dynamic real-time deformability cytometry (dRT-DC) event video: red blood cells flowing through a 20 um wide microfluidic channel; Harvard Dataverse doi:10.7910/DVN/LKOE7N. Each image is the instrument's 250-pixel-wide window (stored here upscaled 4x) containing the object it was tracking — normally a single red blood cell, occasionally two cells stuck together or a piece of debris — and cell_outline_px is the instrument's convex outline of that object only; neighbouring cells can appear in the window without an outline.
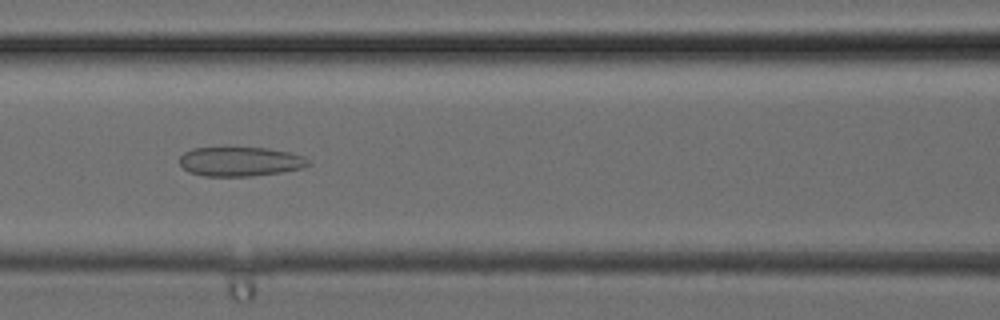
{"species": "common noctule bat (a hibernating species)", "species_latin": "Nyctalus noctula", "temperature_condition": "cold", "stored_images_in_passage": 31, "camera_frame_rate_fps": 3000, "um_per_image_px": 0.085, "animal": {"sex": "female", "body_mass_g": 24.6, "forearm_length_mm": 56.2}, "frame": {"image": 1, "passage_image": 13, "time_ms": 4.0, "image_size_px": [1000, 320], "cell_outline_px": [[312, 164], [300, 168], [280, 172], [252, 176], [204, 176], [188, 172], [180, 164], [180, 156], [184, 152], [192, 148], [228, 144], [268, 148], [288, 152], [304, 156], [312, 160]], "centroid_in_image_um": [20.39, 13.67], "position_along_channel_um": 146.2, "area_um2": 23.12}}
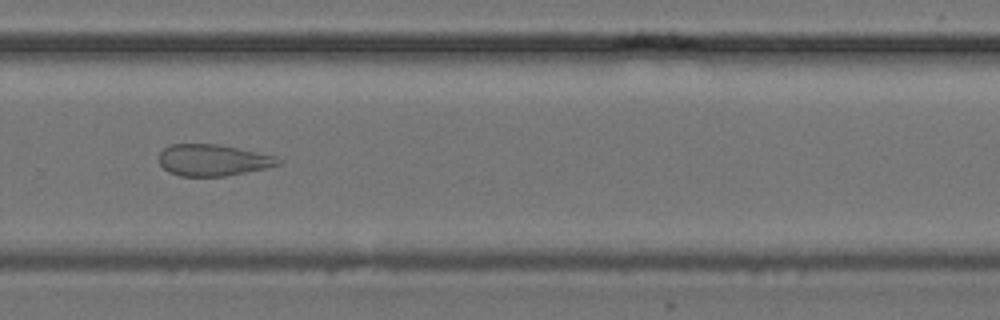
{"frame": {"image": 2, "passage_image": 21, "time_ms": 6.667, "image_size_px": [1000, 320], "cell_outline_px": [[284, 164], [268, 168], [224, 176], [180, 176], [168, 172], [160, 164], [160, 152], [164, 148], [172, 144], [220, 144], [276, 156], [284, 160]], "centroid_in_image_um": [18.17, 13.61], "position_along_channel_um": 311.6, "area_um2": 22.08}}
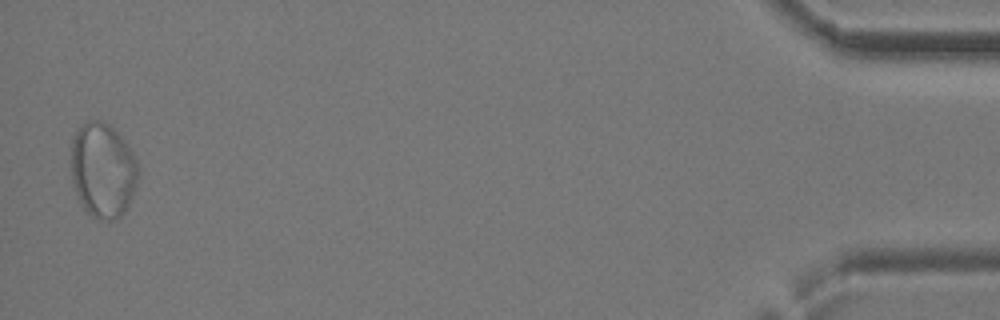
{"frame": {"image": 3, "passage_image": 31, "time_ms": 10.0, "image_size_px": [1000, 320], "cell_outline_px": [[136, 184], [132, 196], [124, 212], [116, 220], [96, 220], [84, 208], [72, 184], [72, 140], [76, 132], [88, 120], [104, 120], [124, 140], [132, 152], [136, 160]], "centroid_in_image_um": [8.73, 14.48], "position_along_channel_um": 426.5, "area_um2": 36.65}}